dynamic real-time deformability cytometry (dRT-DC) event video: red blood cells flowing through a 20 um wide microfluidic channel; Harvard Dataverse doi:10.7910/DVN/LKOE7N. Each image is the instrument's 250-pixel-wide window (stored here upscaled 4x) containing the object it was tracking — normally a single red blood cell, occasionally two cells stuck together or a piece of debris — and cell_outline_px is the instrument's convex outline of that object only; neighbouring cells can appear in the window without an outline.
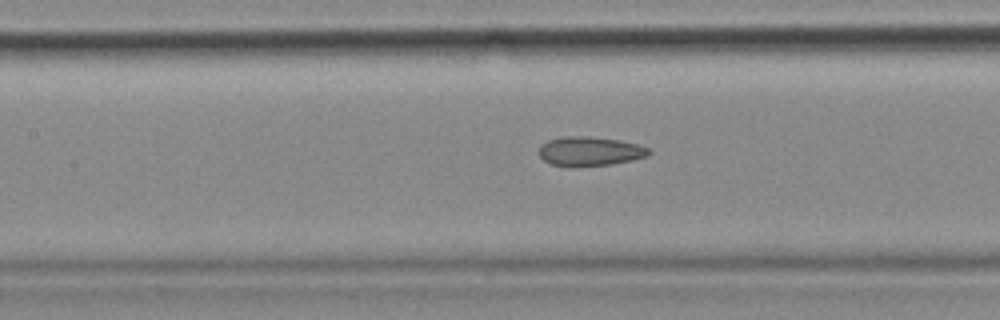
{"species": "common noctule bat (a hibernating species)", "species_latin": "Nyctalus noctula", "temperature_condition": "cold", "stored_images_in_passage": 54, "camera_frame_rate_fps": 3000, "um_per_image_px": 0.085, "animal": {"sex": "female", "body_mass_g": 18.4}, "frame": {"image": 1, "passage_image": 24, "time_ms": 7.667, "image_size_px": [1000, 320], "cell_outline_px": [[652, 152], [648, 156], [632, 160], [612, 164], [572, 168], [568, 168], [552, 164], [544, 160], [540, 156], [540, 144], [548, 140], [564, 136], [588, 136], [620, 140], [636, 144], [648, 148]], "centroid_in_image_um": [50.12, 12.87], "position_along_channel_um": 157.3, "area_um2": 19.02}, "authors_computed_cell_mechanics": {"area_um2": 19.1029, "velocity_mm_per_s": 3.6655, "shape_relaxation_time_tau1_ms": null, "shape_relaxation_time_tau2_ms": 2.7739, "deformation_change_tau1": null, "deformation_change_tau2": 0.11}}